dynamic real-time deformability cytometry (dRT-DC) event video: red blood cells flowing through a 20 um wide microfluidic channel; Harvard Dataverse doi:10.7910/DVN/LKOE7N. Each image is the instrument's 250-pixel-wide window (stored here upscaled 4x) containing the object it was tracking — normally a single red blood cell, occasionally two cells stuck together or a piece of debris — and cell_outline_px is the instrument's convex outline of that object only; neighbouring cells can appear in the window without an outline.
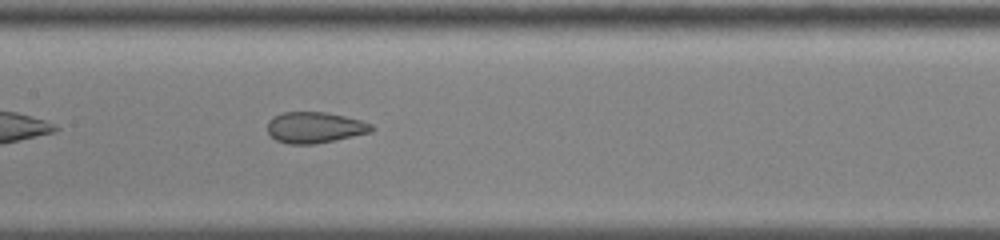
{"species": "common noctule bat (a hibernating species)", "species_latin": "Nyctalus noctula", "temperature_condition": "cold", "stored_images_in_passage": 40, "camera_frame_rate_fps": 3000, "um_per_image_px": 0.085, "animal": {"sex": "male", "body_mass_g": 13.0, "forearm_length_mm": 53.1}, "frame": {"image": 1, "passage_image": 12, "time_ms": 3.667, "image_size_px": [1000, 240], "cell_outline_px": [[376, 128], [372, 132], [336, 140], [312, 144], [288, 144], [276, 140], [268, 132], [268, 120], [272, 116], [284, 112], [324, 112], [344, 116], [360, 120], [372, 124]], "centroid_in_image_um": [26.77, 10.84], "position_along_channel_um": 180.6, "area_um2": 18.9}}
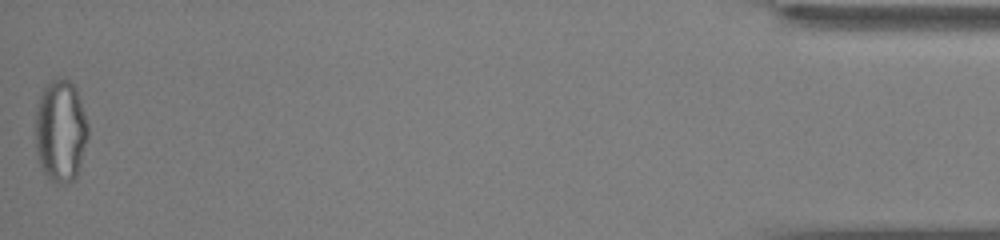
{"frame": {"image": 2, "passage_image": 40, "time_ms": 13.0, "image_size_px": [1000, 240], "cell_outline_px": [[88, 136], [80, 164], [76, 176], [72, 180], [64, 184], [56, 184], [48, 180], [40, 164], [36, 152], [36, 112], [40, 96], [44, 88], [56, 76], [68, 80], [76, 88], [88, 124]], "centroid_in_image_um": [5.15, 11.14], "position_along_channel_um": 430.1, "area_um2": 31.33}, "authors_computed_cell_mechanics": {"area_um2": 21.2415, "velocity_mm_per_s": 3.594, "shape_relaxation_time_tau1_ms": null, "shape_relaxation_time_tau2_ms": 1.4923, "deformation_change_tau1": null, "deformation_change_tau2": 0.066}}